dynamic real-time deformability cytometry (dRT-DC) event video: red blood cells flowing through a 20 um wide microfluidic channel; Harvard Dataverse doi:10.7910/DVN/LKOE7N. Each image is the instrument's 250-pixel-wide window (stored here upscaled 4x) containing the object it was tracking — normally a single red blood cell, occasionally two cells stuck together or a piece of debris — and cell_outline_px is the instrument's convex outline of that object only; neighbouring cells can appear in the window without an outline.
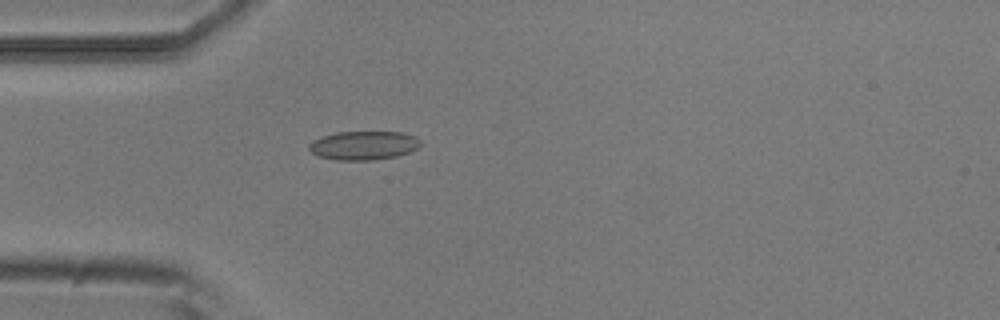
{"species": "common noctule bat (a hibernating species)", "species_latin": "Nyctalus noctula", "temperature_condition": "room temperature", "stored_images_in_passage": 5, "camera_frame_rate_fps": 3000, "um_per_image_px": 0.085, "animal": {"sex": "male", "body_mass_g": 20.5, "forearm_length_mm": 52.5}, "frame": {"image": 1, "passage_image": 5, "time_ms": 1.333, "image_size_px": [1000, 320], "cell_outline_px": [[420, 144], [416, 148], [408, 152], [396, 156], [372, 160], [336, 160], [320, 156], [312, 152], [308, 148], [308, 144], [312, 140], [320, 136], [336, 132], [404, 132], [416, 136], [420, 140]], "centroid_in_image_um": [30.88, 12.35], "position_along_channel_um": 54.1, "area_um2": 18.73}}